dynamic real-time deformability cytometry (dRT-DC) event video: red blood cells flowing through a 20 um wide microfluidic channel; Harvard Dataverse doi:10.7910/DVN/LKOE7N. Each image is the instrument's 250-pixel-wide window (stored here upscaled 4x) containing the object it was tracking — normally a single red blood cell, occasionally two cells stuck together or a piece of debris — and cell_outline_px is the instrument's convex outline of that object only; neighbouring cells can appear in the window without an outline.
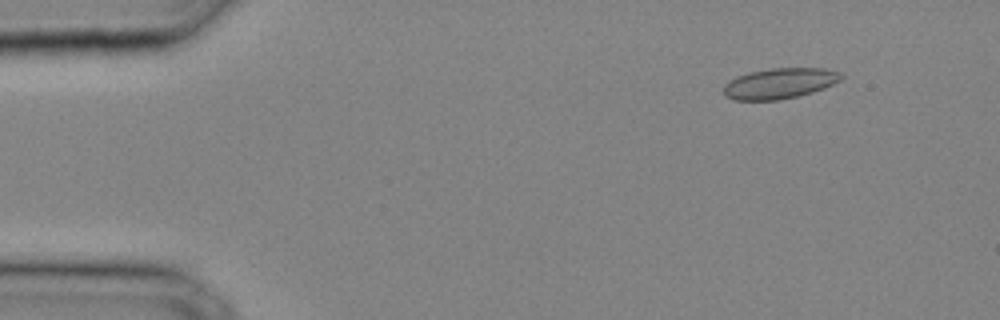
{"species": "common noctule bat (a hibernating species)", "species_latin": "Nyctalus noctula", "temperature_condition": "cold", "stored_images_in_passage": 31, "camera_frame_rate_fps": 3000, "um_per_image_px": 0.085, "animal": {"sex": "male", "body_mass_g": 20.4}, "frame": {"image": 1, "passage_image": 4, "time_ms": 1.0, "image_size_px": [1000, 320], "cell_outline_px": [[844, 76], [840, 80], [824, 88], [812, 92], [780, 100], [732, 100], [724, 96], [724, 84], [728, 80], [736, 76], [748, 72], [772, 68], [824, 68], [840, 72]], "centroid_in_image_um": [66.23, 7.08], "position_along_channel_um": 18.8, "area_um2": 21.1}}
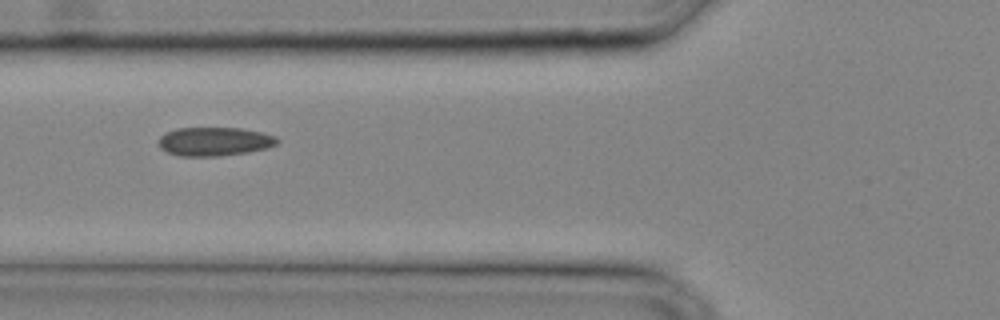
{"frame": {"image": 2, "passage_image": 13, "time_ms": 4.0, "image_size_px": [1000, 320], "cell_outline_px": [[280, 140], [276, 144], [268, 148], [248, 152], [220, 156], [180, 156], [168, 152], [160, 148], [160, 136], [164, 132], [176, 128], [240, 128], [260, 132], [276, 136]], "centroid_in_image_um": [18.24, 12.02], "position_along_channel_um": 107.6, "area_um2": 19.88}}
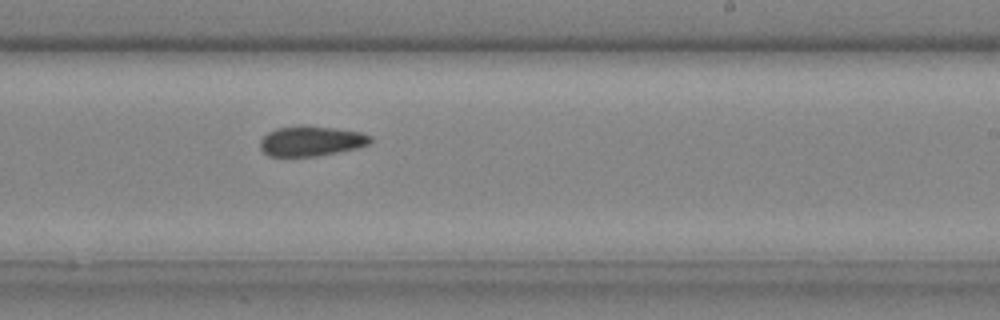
{"frame": {"image": 3, "passage_image": 21, "time_ms": 6.667, "image_size_px": [1000, 320], "cell_outline_px": [[372, 144], [356, 148], [316, 156], [268, 156], [260, 148], [260, 140], [268, 132], [276, 128], [332, 128], [360, 132], [372, 136]], "centroid_in_image_um": [26.47, 12.03], "position_along_channel_um": 262.5, "area_um2": 18.61}}